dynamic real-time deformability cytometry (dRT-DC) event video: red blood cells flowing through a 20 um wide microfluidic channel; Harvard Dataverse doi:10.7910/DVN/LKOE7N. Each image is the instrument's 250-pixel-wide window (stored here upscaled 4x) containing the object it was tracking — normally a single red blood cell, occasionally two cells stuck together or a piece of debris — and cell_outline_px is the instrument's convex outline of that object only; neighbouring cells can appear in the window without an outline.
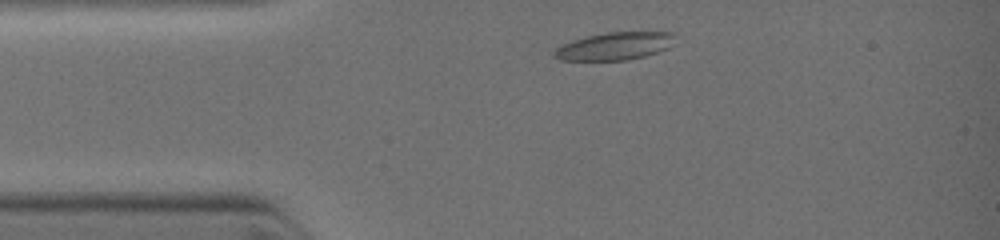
{"species": "common noctule bat (a hibernating species)", "species_latin": "Nyctalus noctula", "temperature_condition": "warm", "stored_images_in_passage": 3, "camera_frame_rate_fps": 3000, "um_per_image_px": 0.085, "animal": {"sex": "female", "body_mass_g": 19.0, "forearm_length_mm": 51.5}, "frame": {"image": 1, "passage_image": 2, "time_ms": 0.667, "image_size_px": [1000, 240], "cell_outline_px": [[676, 44], [660, 52], [628, 60], [560, 60], [552, 56], [552, 52], [556, 48], [572, 40], [604, 32], [676, 32]], "centroid_in_image_um": [52.31, 3.91], "position_along_channel_um": 32.7, "area_um2": 19.83}}